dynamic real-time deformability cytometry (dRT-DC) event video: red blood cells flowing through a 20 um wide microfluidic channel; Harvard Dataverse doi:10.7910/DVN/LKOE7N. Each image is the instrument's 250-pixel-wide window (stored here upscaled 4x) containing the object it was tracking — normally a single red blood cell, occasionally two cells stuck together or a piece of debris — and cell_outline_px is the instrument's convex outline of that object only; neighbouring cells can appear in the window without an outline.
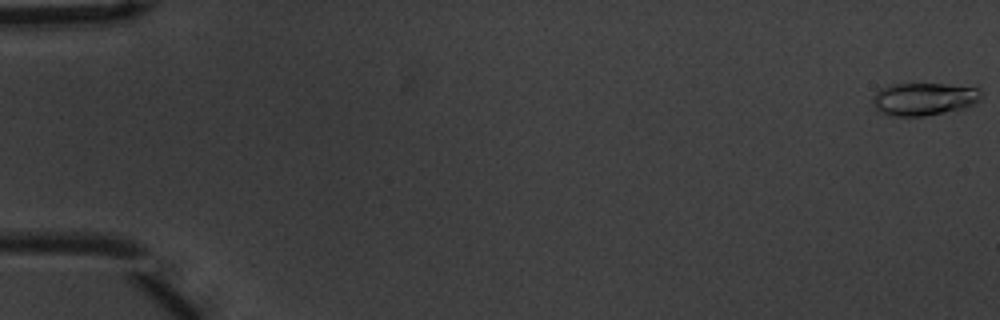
{"species": "common noctule bat (a hibernating species)", "species_latin": "Nyctalus noctula", "temperature_condition": "warm", "stored_images_in_passage": 56, "camera_frame_rate_fps": 3000, "um_per_image_px": 0.085, "animal": {"sex": "male", "body_mass_g": 20.1, "forearm_length_mm": 53.5}, "frame": {"image": 1, "passage_image": 1, "time_ms": 0.0, "image_size_px": [1000, 320], "cell_outline_px": [[980, 100], [964, 108], [924, 116], [892, 116], [880, 112], [872, 104], [872, 96], [880, 88], [892, 84], [944, 84], [980, 88]], "centroid_in_image_um": [78.49, 8.41], "position_along_channel_um": 6.5, "area_um2": 20.63}}
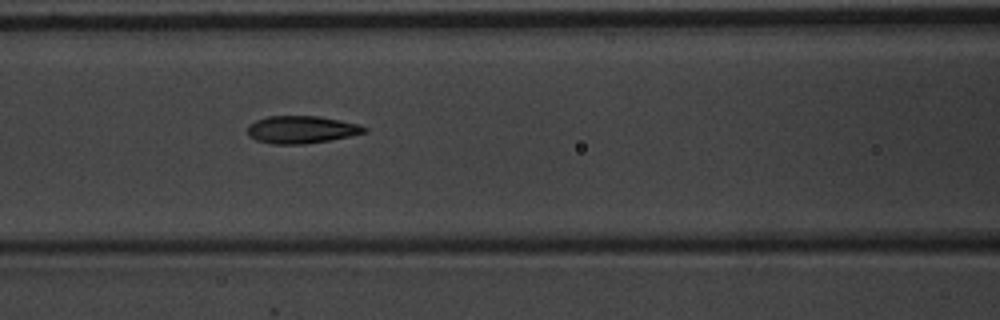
{"frame": {"image": 2, "passage_image": 25, "time_ms": 8.0, "image_size_px": [1000, 320], "cell_outline_px": [[368, 132], [328, 140], [304, 144], [272, 144], [256, 140], [248, 136], [248, 124], [256, 120], [268, 116], [320, 116], [360, 124], [368, 128]], "centroid_in_image_um": [25.62, 11.01], "position_along_channel_um": 141.0, "area_um2": 18.79}}
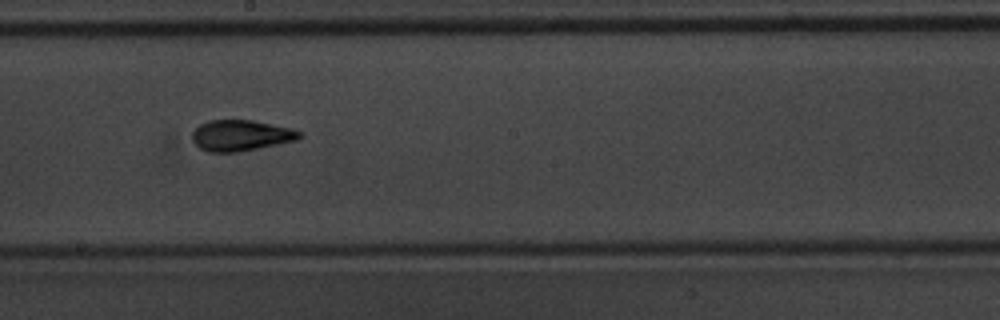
{"frame": {"image": 3, "passage_image": 32, "time_ms": 10.333, "image_size_px": [1000, 320], "cell_outline_px": [[304, 136], [296, 140], [236, 152], [208, 152], [200, 148], [192, 140], [192, 132], [200, 124], [208, 120], [252, 120], [292, 128], [300, 132]], "centroid_in_image_um": [20.45, 11.5], "position_along_channel_um": 227.7, "area_um2": 19.19}, "authors_computed_cell_mechanics": {"area_um2": 18.6694, "velocity_mm_per_s": 3.7248, "shape_relaxation_time_tau1_ms": 4.0591, "shape_relaxation_time_tau2_ms": 1.5592, "deformation_change_tau1": 0.1825, "deformation_change_tau2": 0.0848}}